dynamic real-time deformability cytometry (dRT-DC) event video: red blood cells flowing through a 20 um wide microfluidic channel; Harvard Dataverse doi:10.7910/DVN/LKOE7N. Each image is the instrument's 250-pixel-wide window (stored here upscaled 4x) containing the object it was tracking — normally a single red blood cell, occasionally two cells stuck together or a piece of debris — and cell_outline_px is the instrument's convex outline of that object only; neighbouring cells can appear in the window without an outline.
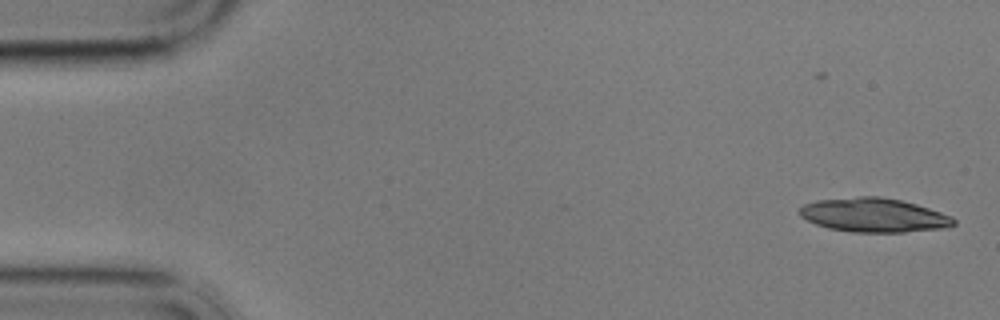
{"species": "common noctule bat (a hibernating species)", "species_latin": "Nyctalus noctula", "temperature_condition": "cold", "stored_images_in_passage": 19, "camera_frame_rate_fps": 3000, "um_per_image_px": 0.085, "animal": {"sex": "male", "body_mass_g": 17.9}, "frame": {"image": 1, "passage_image": 1, "time_ms": 0.0, "image_size_px": [1000, 320], "cell_outline_px": [[956, 224], [944, 228], [904, 232], [852, 232], [828, 228], [816, 224], [800, 216], [800, 208], [804, 204], [816, 200], [860, 196], [880, 196], [900, 200], [916, 204], [952, 216], [956, 220]], "centroid_in_image_um": [74.28, 18.28], "position_along_channel_um": 10.7, "area_um2": 30.52}}